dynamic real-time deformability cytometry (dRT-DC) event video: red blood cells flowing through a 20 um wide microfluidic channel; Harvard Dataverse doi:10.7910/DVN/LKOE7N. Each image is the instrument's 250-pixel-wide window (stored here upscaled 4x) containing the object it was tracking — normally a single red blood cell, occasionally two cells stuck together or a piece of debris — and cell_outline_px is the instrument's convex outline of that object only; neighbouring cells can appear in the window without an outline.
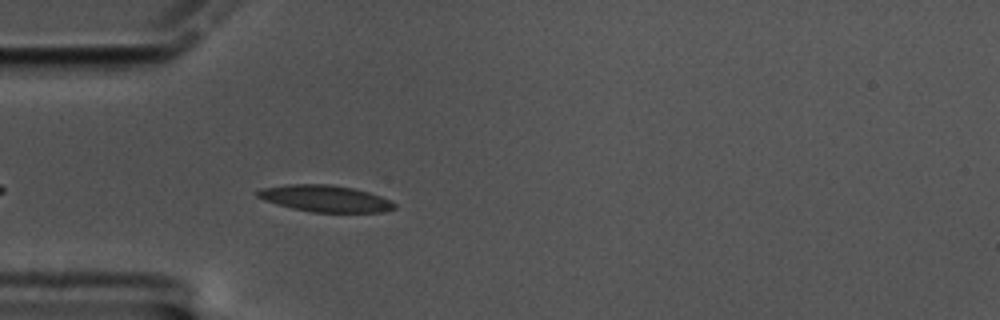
{"species": "common noctule bat (a hibernating species)", "species_latin": "Nyctalus noctula", "temperature_condition": "cold", "stored_images_in_passage": 27, "camera_frame_rate_fps": 3000, "um_per_image_px": 0.085, "animal": {"sex": "male", "body_mass_g": 17.5, "forearm_length_mm": 52.3}, "frame": {"image": 1, "passage_image": 5, "time_ms": 1.333, "image_size_px": [1000, 320], "cell_outline_px": [[396, 208], [384, 212], [312, 212], [292, 208], [276, 204], [264, 200], [256, 196], [256, 192], [260, 188], [288, 184], [332, 184], [352, 188], [368, 192], [380, 196], [396, 204]], "centroid_in_image_um": [27.61, 16.87], "position_along_channel_um": 57.4, "area_um2": 21.21}}
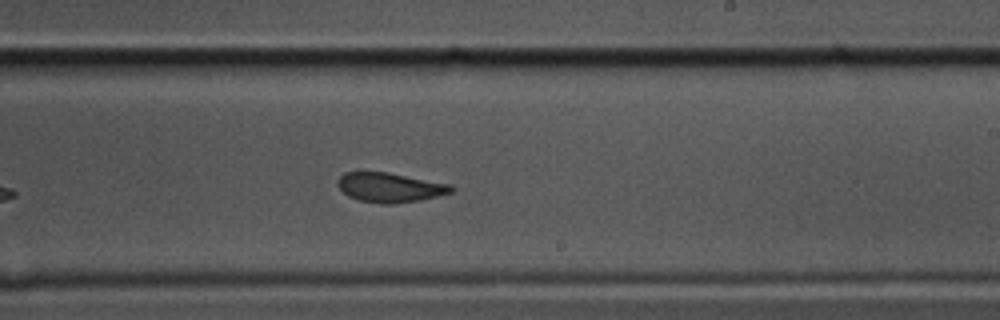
{"frame": {"image": 2, "passage_image": 23, "time_ms": 7.333, "image_size_px": [1000, 320], "cell_outline_px": [[456, 188], [452, 192], [420, 200], [392, 204], [384, 204], [360, 200], [348, 196], [336, 184], [336, 180], [344, 172], [388, 172], [452, 184]], "centroid_in_image_um": [33.16, 15.92], "position_along_channel_um": 255.8, "area_um2": 19.59}}